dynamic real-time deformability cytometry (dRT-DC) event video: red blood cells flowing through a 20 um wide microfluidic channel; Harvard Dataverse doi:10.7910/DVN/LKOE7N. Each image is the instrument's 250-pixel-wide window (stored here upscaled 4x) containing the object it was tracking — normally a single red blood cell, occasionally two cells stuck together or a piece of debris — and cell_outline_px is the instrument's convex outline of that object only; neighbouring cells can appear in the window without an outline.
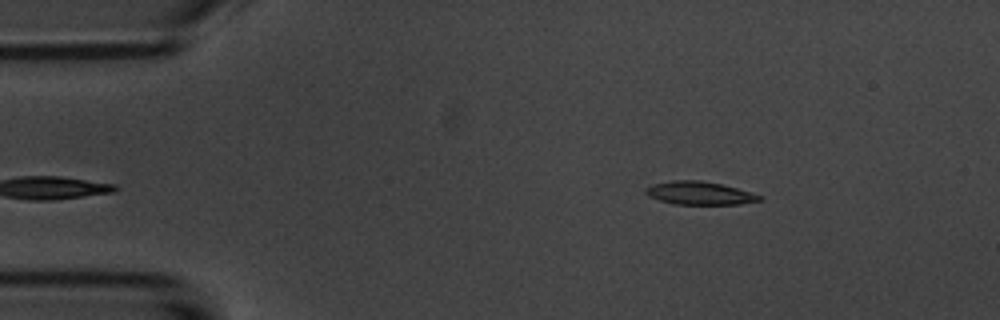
{"species": "common noctule bat (a hibernating species)", "species_latin": "Nyctalus noctula", "temperature_condition": "room temperature", "stored_images_in_passage": 5, "camera_frame_rate_fps": 3000, "um_per_image_px": 0.085, "animal": {"sex": "male", "body_mass_g": 20.1, "forearm_length_mm": 53.5}, "frame": {"image": 1, "passage_image": 5, "time_ms": 4.667, "image_size_px": [1000, 320], "cell_outline_px": [[764, 200], [740, 204], [676, 204], [660, 200], [648, 196], [644, 192], [644, 188], [652, 184], [672, 180], [700, 180], [720, 184], [752, 192], [764, 196]], "centroid_in_image_um": [59.48, 16.41], "position_along_channel_um": 25.5, "area_um2": 15.43}}